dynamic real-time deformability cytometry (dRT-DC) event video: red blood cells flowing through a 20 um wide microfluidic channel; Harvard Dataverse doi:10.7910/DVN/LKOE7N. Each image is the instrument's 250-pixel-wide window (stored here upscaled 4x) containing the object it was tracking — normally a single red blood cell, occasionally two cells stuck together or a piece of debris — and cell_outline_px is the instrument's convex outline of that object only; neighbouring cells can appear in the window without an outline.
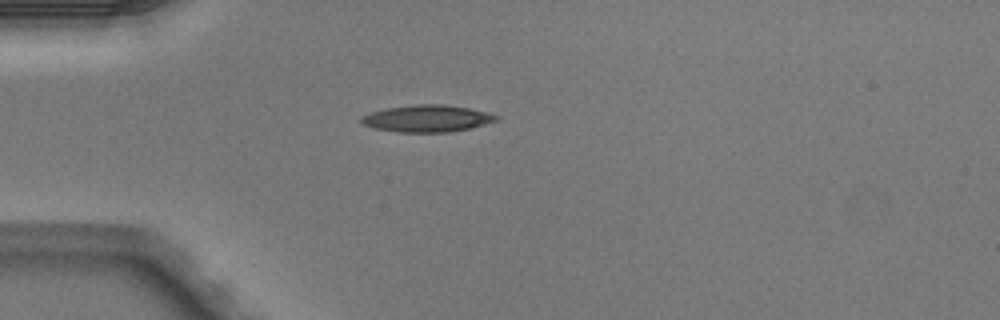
{"species": "Egyptian fruit bat (a non-hibernating species)", "species_latin": "Rousettus aegyptiacus", "temperature_condition": "warm", "stored_images_in_passage": 3, "camera_frame_rate_fps": 3000, "um_per_image_px": 0.085, "animal": {"sex": "male"}, "frame": {"image": 1, "passage_image": 3, "time_ms": 0.667, "image_size_px": [1000, 320], "cell_outline_px": [[500, 120], [468, 128], [448, 132], [396, 132], [376, 128], [364, 124], [360, 120], [360, 116], [372, 112], [388, 108], [416, 104], [440, 104], [468, 108], [488, 112], [500, 116]], "centroid_in_image_um": [36.33, 10.07], "position_along_channel_um": 48.7, "area_um2": 20.98}}